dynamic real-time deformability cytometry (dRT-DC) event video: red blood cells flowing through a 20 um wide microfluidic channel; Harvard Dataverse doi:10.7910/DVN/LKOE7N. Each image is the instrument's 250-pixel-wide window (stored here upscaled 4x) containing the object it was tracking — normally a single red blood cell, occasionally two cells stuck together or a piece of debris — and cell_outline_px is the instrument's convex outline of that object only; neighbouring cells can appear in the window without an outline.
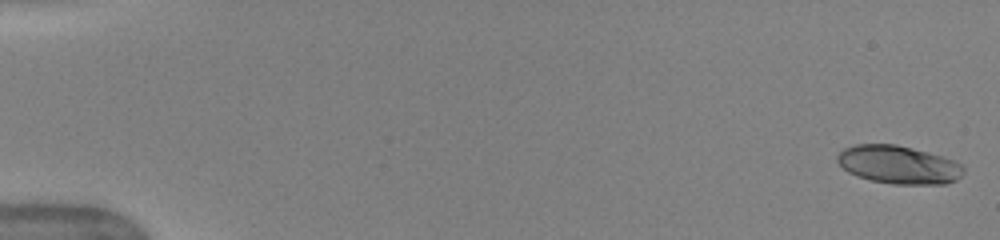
{"species": "human", "species_latin": "Homo sapiens", "temperature_condition": "warm", "stored_images_in_passage": 50, "camera_frame_rate_fps": 3000, "um_per_image_px": 0.085, "donor": {"sex": "female"}, "frame": {"image": 1, "passage_image": 1, "time_ms": 0.0, "image_size_px": [1000, 240], "cell_outline_px": [[964, 172], [956, 180], [944, 184], [892, 184], [872, 180], [848, 172], [836, 160], [836, 156], [844, 148], [856, 144], [896, 144], [928, 152], [952, 160], [960, 164], [964, 168]], "centroid_in_image_um": [76.37, 14.0], "position_along_channel_um": 8.6, "area_um2": 27.8}}
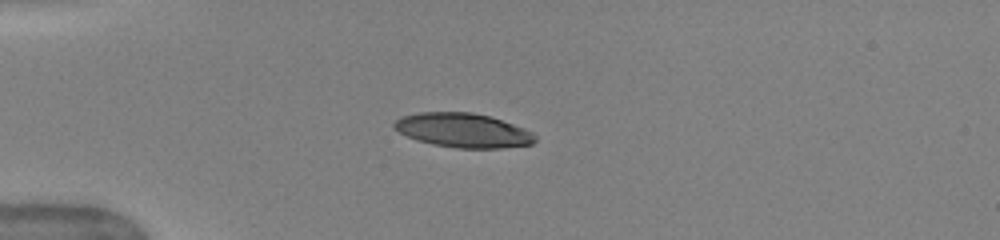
{"frame": {"image": 2, "passage_image": 14, "time_ms": 4.333, "image_size_px": [1000, 240], "cell_outline_px": [[536, 140], [532, 144], [500, 148], [456, 148], [432, 144], [416, 140], [392, 128], [392, 124], [400, 116], [420, 112], [472, 112], [488, 116], [524, 128], [532, 132], [536, 136]], "centroid_in_image_um": [39.32, 11.08], "position_along_channel_um": 45.7, "area_um2": 28.09}}
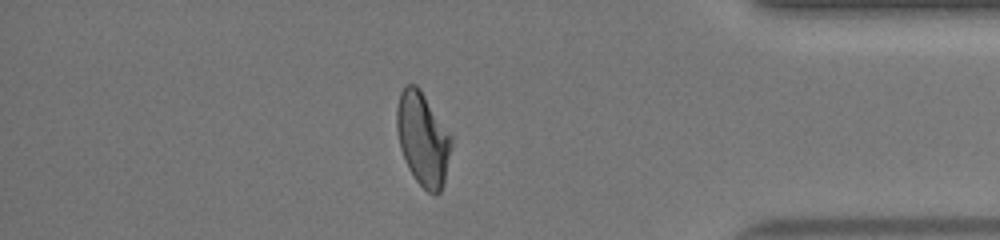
{"frame": {"image": 3, "passage_image": 44, "time_ms": 14.333, "image_size_px": [1000, 240], "cell_outline_px": [[452, 144], [444, 184], [440, 192], [428, 192], [416, 180], [408, 168], [400, 148], [396, 128], [396, 108], [400, 92], [404, 84], [416, 84], [420, 88], [452, 136]], "centroid_in_image_um": [35.93, 11.77], "position_along_channel_um": 399.3, "area_um2": 29.77}, "authors_computed_cell_mechanics": {"area_um2": 29.3624, "velocity_mm_per_s": 4.0598, "shape_relaxation_time_tau1_ms": 4.5997, "shape_relaxation_time_tau2_ms": 1.4901, "deformation_change_tau1": 0.1946, "deformation_change_tau2": 0.0687}}